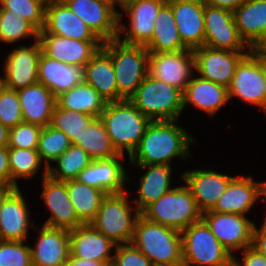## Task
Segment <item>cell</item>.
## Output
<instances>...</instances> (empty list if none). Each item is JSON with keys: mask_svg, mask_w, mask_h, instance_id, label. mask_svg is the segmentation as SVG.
<instances>
[{"mask_svg": "<svg viewBox=\"0 0 266 266\" xmlns=\"http://www.w3.org/2000/svg\"><path fill=\"white\" fill-rule=\"evenodd\" d=\"M261 197H264V181L256 182L252 176L237 175L211 211L245 216Z\"/></svg>", "mask_w": 266, "mask_h": 266, "instance_id": "23", "label": "cell"}, {"mask_svg": "<svg viewBox=\"0 0 266 266\" xmlns=\"http://www.w3.org/2000/svg\"><path fill=\"white\" fill-rule=\"evenodd\" d=\"M66 266H107V264L101 261L84 260L78 257H73L70 254Z\"/></svg>", "mask_w": 266, "mask_h": 266, "instance_id": "51", "label": "cell"}, {"mask_svg": "<svg viewBox=\"0 0 266 266\" xmlns=\"http://www.w3.org/2000/svg\"><path fill=\"white\" fill-rule=\"evenodd\" d=\"M127 195L126 191L106 194L90 222L93 228L116 245L131 243L136 221L141 214L136 207L129 205Z\"/></svg>", "mask_w": 266, "mask_h": 266, "instance_id": "7", "label": "cell"}, {"mask_svg": "<svg viewBox=\"0 0 266 266\" xmlns=\"http://www.w3.org/2000/svg\"><path fill=\"white\" fill-rule=\"evenodd\" d=\"M102 48L111 56L119 96L129 100L148 75L149 51L118 38L103 42Z\"/></svg>", "mask_w": 266, "mask_h": 266, "instance_id": "4", "label": "cell"}, {"mask_svg": "<svg viewBox=\"0 0 266 266\" xmlns=\"http://www.w3.org/2000/svg\"><path fill=\"white\" fill-rule=\"evenodd\" d=\"M0 184H10L8 146L0 149Z\"/></svg>", "mask_w": 266, "mask_h": 266, "instance_id": "49", "label": "cell"}, {"mask_svg": "<svg viewBox=\"0 0 266 266\" xmlns=\"http://www.w3.org/2000/svg\"><path fill=\"white\" fill-rule=\"evenodd\" d=\"M9 142V128L0 122V149L7 147Z\"/></svg>", "mask_w": 266, "mask_h": 266, "instance_id": "53", "label": "cell"}, {"mask_svg": "<svg viewBox=\"0 0 266 266\" xmlns=\"http://www.w3.org/2000/svg\"><path fill=\"white\" fill-rule=\"evenodd\" d=\"M71 145V140L64 132L49 124L40 131L37 151L41 161L45 160L44 165L48 168L50 161L54 162Z\"/></svg>", "mask_w": 266, "mask_h": 266, "instance_id": "39", "label": "cell"}, {"mask_svg": "<svg viewBox=\"0 0 266 266\" xmlns=\"http://www.w3.org/2000/svg\"><path fill=\"white\" fill-rule=\"evenodd\" d=\"M195 139L178 125V120L151 121L135 151L129 157L130 164L166 165L180 157H192L190 145Z\"/></svg>", "mask_w": 266, "mask_h": 266, "instance_id": "1", "label": "cell"}, {"mask_svg": "<svg viewBox=\"0 0 266 266\" xmlns=\"http://www.w3.org/2000/svg\"><path fill=\"white\" fill-rule=\"evenodd\" d=\"M225 266H236V264L234 263V261L233 260H231L227 265H225Z\"/></svg>", "mask_w": 266, "mask_h": 266, "instance_id": "58", "label": "cell"}, {"mask_svg": "<svg viewBox=\"0 0 266 266\" xmlns=\"http://www.w3.org/2000/svg\"><path fill=\"white\" fill-rule=\"evenodd\" d=\"M263 225L266 227V217L264 219Z\"/></svg>", "mask_w": 266, "mask_h": 266, "instance_id": "59", "label": "cell"}, {"mask_svg": "<svg viewBox=\"0 0 266 266\" xmlns=\"http://www.w3.org/2000/svg\"><path fill=\"white\" fill-rule=\"evenodd\" d=\"M33 36L38 39L39 31L26 19L17 18L11 12L0 7V41L16 43L23 38Z\"/></svg>", "mask_w": 266, "mask_h": 266, "instance_id": "41", "label": "cell"}, {"mask_svg": "<svg viewBox=\"0 0 266 266\" xmlns=\"http://www.w3.org/2000/svg\"><path fill=\"white\" fill-rule=\"evenodd\" d=\"M183 264L225 266L232 254L218 241L203 219L181 231Z\"/></svg>", "mask_w": 266, "mask_h": 266, "instance_id": "8", "label": "cell"}, {"mask_svg": "<svg viewBox=\"0 0 266 266\" xmlns=\"http://www.w3.org/2000/svg\"><path fill=\"white\" fill-rule=\"evenodd\" d=\"M23 122L45 127L51 123L56 97L43 84L37 83L17 90Z\"/></svg>", "mask_w": 266, "mask_h": 266, "instance_id": "28", "label": "cell"}, {"mask_svg": "<svg viewBox=\"0 0 266 266\" xmlns=\"http://www.w3.org/2000/svg\"><path fill=\"white\" fill-rule=\"evenodd\" d=\"M181 177L191 190L192 196L202 213L214 208L229 183L235 178L231 175L204 168L203 170H186Z\"/></svg>", "mask_w": 266, "mask_h": 266, "instance_id": "20", "label": "cell"}, {"mask_svg": "<svg viewBox=\"0 0 266 266\" xmlns=\"http://www.w3.org/2000/svg\"><path fill=\"white\" fill-rule=\"evenodd\" d=\"M233 12L238 33L251 49L266 41V0H247Z\"/></svg>", "mask_w": 266, "mask_h": 266, "instance_id": "27", "label": "cell"}, {"mask_svg": "<svg viewBox=\"0 0 266 266\" xmlns=\"http://www.w3.org/2000/svg\"><path fill=\"white\" fill-rule=\"evenodd\" d=\"M218 241L232 254L252 246L254 222L247 216L232 213H217L211 210L202 213Z\"/></svg>", "mask_w": 266, "mask_h": 266, "instance_id": "11", "label": "cell"}, {"mask_svg": "<svg viewBox=\"0 0 266 266\" xmlns=\"http://www.w3.org/2000/svg\"><path fill=\"white\" fill-rule=\"evenodd\" d=\"M131 244L138 248L153 266L183 264L181 232L151 222L141 214L136 221Z\"/></svg>", "mask_w": 266, "mask_h": 266, "instance_id": "2", "label": "cell"}, {"mask_svg": "<svg viewBox=\"0 0 266 266\" xmlns=\"http://www.w3.org/2000/svg\"><path fill=\"white\" fill-rule=\"evenodd\" d=\"M69 242L70 254L73 257L112 264V248H115L116 244L90 224H83L70 230Z\"/></svg>", "mask_w": 266, "mask_h": 266, "instance_id": "25", "label": "cell"}, {"mask_svg": "<svg viewBox=\"0 0 266 266\" xmlns=\"http://www.w3.org/2000/svg\"><path fill=\"white\" fill-rule=\"evenodd\" d=\"M27 204L19 187L7 197L0 211V240L26 241L34 226Z\"/></svg>", "mask_w": 266, "mask_h": 266, "instance_id": "26", "label": "cell"}, {"mask_svg": "<svg viewBox=\"0 0 266 266\" xmlns=\"http://www.w3.org/2000/svg\"><path fill=\"white\" fill-rule=\"evenodd\" d=\"M122 158L124 160V155L119 154L114 158L92 160L76 180L106 194L125 192V183L130 179L125 172Z\"/></svg>", "mask_w": 266, "mask_h": 266, "instance_id": "21", "label": "cell"}, {"mask_svg": "<svg viewBox=\"0 0 266 266\" xmlns=\"http://www.w3.org/2000/svg\"><path fill=\"white\" fill-rule=\"evenodd\" d=\"M129 101L151 121L179 120L183 91L147 75Z\"/></svg>", "mask_w": 266, "mask_h": 266, "instance_id": "5", "label": "cell"}, {"mask_svg": "<svg viewBox=\"0 0 266 266\" xmlns=\"http://www.w3.org/2000/svg\"><path fill=\"white\" fill-rule=\"evenodd\" d=\"M195 77L190 79L183 92V108L190 103L212 117L229 102L228 88L201 76Z\"/></svg>", "mask_w": 266, "mask_h": 266, "instance_id": "30", "label": "cell"}, {"mask_svg": "<svg viewBox=\"0 0 266 266\" xmlns=\"http://www.w3.org/2000/svg\"><path fill=\"white\" fill-rule=\"evenodd\" d=\"M25 241L0 240V266H33Z\"/></svg>", "mask_w": 266, "mask_h": 266, "instance_id": "43", "label": "cell"}, {"mask_svg": "<svg viewBox=\"0 0 266 266\" xmlns=\"http://www.w3.org/2000/svg\"><path fill=\"white\" fill-rule=\"evenodd\" d=\"M42 127L21 122L9 129V148L37 149Z\"/></svg>", "mask_w": 266, "mask_h": 266, "instance_id": "45", "label": "cell"}, {"mask_svg": "<svg viewBox=\"0 0 266 266\" xmlns=\"http://www.w3.org/2000/svg\"><path fill=\"white\" fill-rule=\"evenodd\" d=\"M38 39L46 56L82 67L103 46L102 41H80L53 34H39Z\"/></svg>", "mask_w": 266, "mask_h": 266, "instance_id": "22", "label": "cell"}, {"mask_svg": "<svg viewBox=\"0 0 266 266\" xmlns=\"http://www.w3.org/2000/svg\"><path fill=\"white\" fill-rule=\"evenodd\" d=\"M242 251L243 259L241 260L240 258L239 260L236 259V256L232 255V260L234 261L236 266H266V257L260 254L252 246L244 248Z\"/></svg>", "mask_w": 266, "mask_h": 266, "instance_id": "47", "label": "cell"}, {"mask_svg": "<svg viewBox=\"0 0 266 266\" xmlns=\"http://www.w3.org/2000/svg\"><path fill=\"white\" fill-rule=\"evenodd\" d=\"M66 184L77 217L84 224H90L95 218L106 193L76 179L66 181Z\"/></svg>", "mask_w": 266, "mask_h": 266, "instance_id": "36", "label": "cell"}, {"mask_svg": "<svg viewBox=\"0 0 266 266\" xmlns=\"http://www.w3.org/2000/svg\"><path fill=\"white\" fill-rule=\"evenodd\" d=\"M39 34H53L80 41H101L62 0L46 3L45 24Z\"/></svg>", "mask_w": 266, "mask_h": 266, "instance_id": "18", "label": "cell"}, {"mask_svg": "<svg viewBox=\"0 0 266 266\" xmlns=\"http://www.w3.org/2000/svg\"><path fill=\"white\" fill-rule=\"evenodd\" d=\"M195 57V72L209 81L229 88L240 61L249 53L213 49L202 46L193 50Z\"/></svg>", "mask_w": 266, "mask_h": 266, "instance_id": "17", "label": "cell"}, {"mask_svg": "<svg viewBox=\"0 0 266 266\" xmlns=\"http://www.w3.org/2000/svg\"><path fill=\"white\" fill-rule=\"evenodd\" d=\"M31 247L33 266H66L70 255L69 231L43 225Z\"/></svg>", "mask_w": 266, "mask_h": 266, "instance_id": "24", "label": "cell"}, {"mask_svg": "<svg viewBox=\"0 0 266 266\" xmlns=\"http://www.w3.org/2000/svg\"><path fill=\"white\" fill-rule=\"evenodd\" d=\"M0 7L17 18L26 19L38 31L43 30L46 7L44 0H0Z\"/></svg>", "mask_w": 266, "mask_h": 266, "instance_id": "42", "label": "cell"}, {"mask_svg": "<svg viewBox=\"0 0 266 266\" xmlns=\"http://www.w3.org/2000/svg\"><path fill=\"white\" fill-rule=\"evenodd\" d=\"M73 144L82 147L92 160L109 159L119 155L100 117L95 118Z\"/></svg>", "mask_w": 266, "mask_h": 266, "instance_id": "35", "label": "cell"}, {"mask_svg": "<svg viewBox=\"0 0 266 266\" xmlns=\"http://www.w3.org/2000/svg\"><path fill=\"white\" fill-rule=\"evenodd\" d=\"M100 119L116 152L129 157L151 123L129 100L107 102Z\"/></svg>", "mask_w": 266, "mask_h": 266, "instance_id": "3", "label": "cell"}, {"mask_svg": "<svg viewBox=\"0 0 266 266\" xmlns=\"http://www.w3.org/2000/svg\"><path fill=\"white\" fill-rule=\"evenodd\" d=\"M113 266H153L151 261L131 243L116 245Z\"/></svg>", "mask_w": 266, "mask_h": 266, "instance_id": "46", "label": "cell"}, {"mask_svg": "<svg viewBox=\"0 0 266 266\" xmlns=\"http://www.w3.org/2000/svg\"><path fill=\"white\" fill-rule=\"evenodd\" d=\"M139 168L147 169L140 178L138 199L133 204L141 213L148 205L168 193L172 187V167L166 165L137 164Z\"/></svg>", "mask_w": 266, "mask_h": 266, "instance_id": "32", "label": "cell"}, {"mask_svg": "<svg viewBox=\"0 0 266 266\" xmlns=\"http://www.w3.org/2000/svg\"><path fill=\"white\" fill-rule=\"evenodd\" d=\"M102 41L118 37L119 11L110 0H62Z\"/></svg>", "mask_w": 266, "mask_h": 266, "instance_id": "12", "label": "cell"}, {"mask_svg": "<svg viewBox=\"0 0 266 266\" xmlns=\"http://www.w3.org/2000/svg\"><path fill=\"white\" fill-rule=\"evenodd\" d=\"M83 81L93 87L107 102L122 101L111 56L100 48L83 67Z\"/></svg>", "mask_w": 266, "mask_h": 266, "instance_id": "31", "label": "cell"}, {"mask_svg": "<svg viewBox=\"0 0 266 266\" xmlns=\"http://www.w3.org/2000/svg\"><path fill=\"white\" fill-rule=\"evenodd\" d=\"M260 48L266 53V41L260 46Z\"/></svg>", "mask_w": 266, "mask_h": 266, "instance_id": "57", "label": "cell"}, {"mask_svg": "<svg viewBox=\"0 0 266 266\" xmlns=\"http://www.w3.org/2000/svg\"><path fill=\"white\" fill-rule=\"evenodd\" d=\"M195 57L193 50L149 53L148 75L166 82L183 92L193 77Z\"/></svg>", "mask_w": 266, "mask_h": 266, "instance_id": "14", "label": "cell"}, {"mask_svg": "<svg viewBox=\"0 0 266 266\" xmlns=\"http://www.w3.org/2000/svg\"><path fill=\"white\" fill-rule=\"evenodd\" d=\"M172 7L183 45L195 50L205 44L204 9L201 0H167Z\"/></svg>", "mask_w": 266, "mask_h": 266, "instance_id": "19", "label": "cell"}, {"mask_svg": "<svg viewBox=\"0 0 266 266\" xmlns=\"http://www.w3.org/2000/svg\"><path fill=\"white\" fill-rule=\"evenodd\" d=\"M83 74L82 66L69 65L41 53L38 83L43 84L55 97L82 82Z\"/></svg>", "mask_w": 266, "mask_h": 266, "instance_id": "29", "label": "cell"}, {"mask_svg": "<svg viewBox=\"0 0 266 266\" xmlns=\"http://www.w3.org/2000/svg\"><path fill=\"white\" fill-rule=\"evenodd\" d=\"M96 117L69 109L54 108L50 125L64 132L72 144Z\"/></svg>", "mask_w": 266, "mask_h": 266, "instance_id": "40", "label": "cell"}, {"mask_svg": "<svg viewBox=\"0 0 266 266\" xmlns=\"http://www.w3.org/2000/svg\"><path fill=\"white\" fill-rule=\"evenodd\" d=\"M141 215L151 222L180 232L202 219V212L186 184L173 187L168 193L148 205Z\"/></svg>", "mask_w": 266, "mask_h": 266, "instance_id": "6", "label": "cell"}, {"mask_svg": "<svg viewBox=\"0 0 266 266\" xmlns=\"http://www.w3.org/2000/svg\"><path fill=\"white\" fill-rule=\"evenodd\" d=\"M13 184H0V211L7 197L16 189Z\"/></svg>", "mask_w": 266, "mask_h": 266, "instance_id": "52", "label": "cell"}, {"mask_svg": "<svg viewBox=\"0 0 266 266\" xmlns=\"http://www.w3.org/2000/svg\"><path fill=\"white\" fill-rule=\"evenodd\" d=\"M42 53L40 40L30 47L20 45L6 56L2 84L12 90H19L38 83V67Z\"/></svg>", "mask_w": 266, "mask_h": 266, "instance_id": "13", "label": "cell"}, {"mask_svg": "<svg viewBox=\"0 0 266 266\" xmlns=\"http://www.w3.org/2000/svg\"><path fill=\"white\" fill-rule=\"evenodd\" d=\"M43 163L37 149L9 148L10 184L19 187L17 179L33 178Z\"/></svg>", "mask_w": 266, "mask_h": 266, "instance_id": "38", "label": "cell"}, {"mask_svg": "<svg viewBox=\"0 0 266 266\" xmlns=\"http://www.w3.org/2000/svg\"><path fill=\"white\" fill-rule=\"evenodd\" d=\"M167 0H134L121 9L128 15L129 26L123 25L119 12L118 39L121 42L135 45H146L152 38L155 21L160 8ZM124 33V38L120 35Z\"/></svg>", "mask_w": 266, "mask_h": 266, "instance_id": "10", "label": "cell"}, {"mask_svg": "<svg viewBox=\"0 0 266 266\" xmlns=\"http://www.w3.org/2000/svg\"><path fill=\"white\" fill-rule=\"evenodd\" d=\"M205 5L212 7L226 8L231 11L240 7L247 0H201Z\"/></svg>", "mask_w": 266, "mask_h": 266, "instance_id": "50", "label": "cell"}, {"mask_svg": "<svg viewBox=\"0 0 266 266\" xmlns=\"http://www.w3.org/2000/svg\"><path fill=\"white\" fill-rule=\"evenodd\" d=\"M252 51L261 59L266 77V53L260 47Z\"/></svg>", "mask_w": 266, "mask_h": 266, "instance_id": "54", "label": "cell"}, {"mask_svg": "<svg viewBox=\"0 0 266 266\" xmlns=\"http://www.w3.org/2000/svg\"><path fill=\"white\" fill-rule=\"evenodd\" d=\"M252 247L266 257V227L261 224L260 229L254 224Z\"/></svg>", "mask_w": 266, "mask_h": 266, "instance_id": "48", "label": "cell"}, {"mask_svg": "<svg viewBox=\"0 0 266 266\" xmlns=\"http://www.w3.org/2000/svg\"><path fill=\"white\" fill-rule=\"evenodd\" d=\"M2 85H3V84H2V80H1V76H0V88H1Z\"/></svg>", "mask_w": 266, "mask_h": 266, "instance_id": "60", "label": "cell"}, {"mask_svg": "<svg viewBox=\"0 0 266 266\" xmlns=\"http://www.w3.org/2000/svg\"><path fill=\"white\" fill-rule=\"evenodd\" d=\"M261 201H266V181H264V198Z\"/></svg>", "mask_w": 266, "mask_h": 266, "instance_id": "56", "label": "cell"}, {"mask_svg": "<svg viewBox=\"0 0 266 266\" xmlns=\"http://www.w3.org/2000/svg\"><path fill=\"white\" fill-rule=\"evenodd\" d=\"M229 100L238 97L259 106L266 114V77L261 59L251 50L237 65L230 87Z\"/></svg>", "mask_w": 266, "mask_h": 266, "instance_id": "9", "label": "cell"}, {"mask_svg": "<svg viewBox=\"0 0 266 266\" xmlns=\"http://www.w3.org/2000/svg\"><path fill=\"white\" fill-rule=\"evenodd\" d=\"M57 106L94 117H100L107 101L89 84L82 81L56 97Z\"/></svg>", "mask_w": 266, "mask_h": 266, "instance_id": "34", "label": "cell"}, {"mask_svg": "<svg viewBox=\"0 0 266 266\" xmlns=\"http://www.w3.org/2000/svg\"><path fill=\"white\" fill-rule=\"evenodd\" d=\"M204 25L205 46L229 51H251L238 33L231 10L205 5Z\"/></svg>", "mask_w": 266, "mask_h": 266, "instance_id": "15", "label": "cell"}, {"mask_svg": "<svg viewBox=\"0 0 266 266\" xmlns=\"http://www.w3.org/2000/svg\"><path fill=\"white\" fill-rule=\"evenodd\" d=\"M134 0H115V5H119L120 8L124 7L126 4L132 2Z\"/></svg>", "mask_w": 266, "mask_h": 266, "instance_id": "55", "label": "cell"}, {"mask_svg": "<svg viewBox=\"0 0 266 266\" xmlns=\"http://www.w3.org/2000/svg\"><path fill=\"white\" fill-rule=\"evenodd\" d=\"M145 47L149 53L176 52L187 49L179 36L172 7L167 2L158 12L152 38Z\"/></svg>", "mask_w": 266, "mask_h": 266, "instance_id": "33", "label": "cell"}, {"mask_svg": "<svg viewBox=\"0 0 266 266\" xmlns=\"http://www.w3.org/2000/svg\"><path fill=\"white\" fill-rule=\"evenodd\" d=\"M91 161V157L82 147L72 144L54 161L57 167L50 165L47 168V175L57 181L75 180Z\"/></svg>", "mask_w": 266, "mask_h": 266, "instance_id": "37", "label": "cell"}, {"mask_svg": "<svg viewBox=\"0 0 266 266\" xmlns=\"http://www.w3.org/2000/svg\"><path fill=\"white\" fill-rule=\"evenodd\" d=\"M42 173L43 191L41 197L47 206L46 208L51 212L50 217L43 225L68 231L83 225L84 223L77 217L71 202L66 182L50 178L47 175L46 166H44Z\"/></svg>", "mask_w": 266, "mask_h": 266, "instance_id": "16", "label": "cell"}, {"mask_svg": "<svg viewBox=\"0 0 266 266\" xmlns=\"http://www.w3.org/2000/svg\"><path fill=\"white\" fill-rule=\"evenodd\" d=\"M0 122L9 129L23 122L17 91L8 89L4 85L0 88Z\"/></svg>", "mask_w": 266, "mask_h": 266, "instance_id": "44", "label": "cell"}]
</instances>
